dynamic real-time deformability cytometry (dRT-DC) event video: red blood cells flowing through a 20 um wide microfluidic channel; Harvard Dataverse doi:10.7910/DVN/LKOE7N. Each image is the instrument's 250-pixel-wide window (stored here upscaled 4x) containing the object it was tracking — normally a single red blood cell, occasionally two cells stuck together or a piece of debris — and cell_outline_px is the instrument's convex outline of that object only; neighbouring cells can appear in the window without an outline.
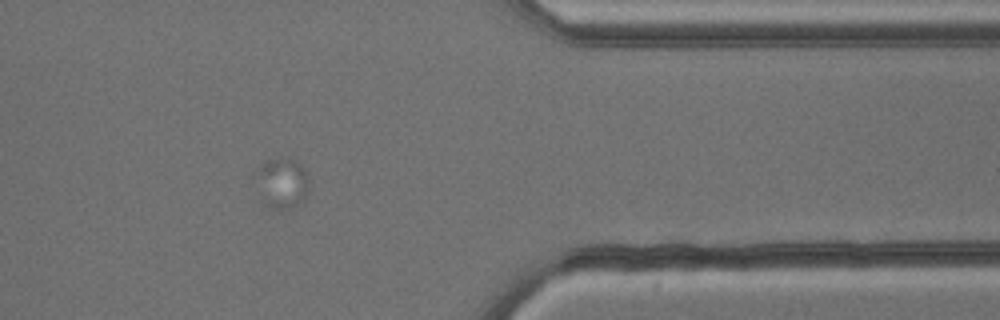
{"species": "common noctule bat (a hibernating species)", "species_latin": "Nyctalus noctula", "temperature_condition": "cold", "stored_images_in_passage": 14, "camera_frame_rate_fps": 3000, "um_per_image_px": 0.085, "animal": {"sex": "male", "body_mass_g": 13.3}, "frame": {"image": 1, "passage_image": 13, "time_ms": 15.0, "image_size_px": [1000, 320], "cell_outline_px": [[308, 196], [304, 200], [288, 208], [276, 208], [264, 204], [260, 200], [252, 172], [268, 160], [284, 156], [288, 156], [296, 160], [304, 168], [308, 176]], "centroid_in_image_um": [23.93, 15.51], "position_along_channel_um": 387.5, "area_um2": 16.24}}